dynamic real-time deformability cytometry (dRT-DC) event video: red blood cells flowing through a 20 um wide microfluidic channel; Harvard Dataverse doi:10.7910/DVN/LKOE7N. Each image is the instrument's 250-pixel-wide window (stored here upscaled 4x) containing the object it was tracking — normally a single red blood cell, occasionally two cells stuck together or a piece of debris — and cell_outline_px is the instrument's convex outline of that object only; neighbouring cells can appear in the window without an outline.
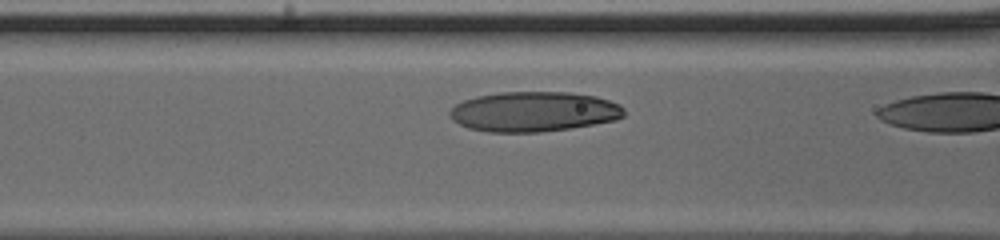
{"species": "human", "species_latin": "Homo sapiens", "temperature_condition": "cold", "stored_images_in_passage": 8, "camera_frame_rate_fps": 3000, "um_per_image_px": 0.085, "donor": {"sex": "male"}, "frame": {"image": 1, "passage_image": 7, "time_ms": 2.0, "image_size_px": [1000, 240], "cell_outline_px": [[624, 116], [616, 120], [572, 128], [540, 132], [488, 132], [468, 128], [452, 120], [448, 116], [448, 112], [456, 104], [464, 100], [476, 96], [500, 92], [568, 92], [596, 96], [620, 104], [624, 108]], "centroid_in_image_um": [45.36, 9.49], "position_along_channel_um": 121.2, "area_um2": 40.86}}